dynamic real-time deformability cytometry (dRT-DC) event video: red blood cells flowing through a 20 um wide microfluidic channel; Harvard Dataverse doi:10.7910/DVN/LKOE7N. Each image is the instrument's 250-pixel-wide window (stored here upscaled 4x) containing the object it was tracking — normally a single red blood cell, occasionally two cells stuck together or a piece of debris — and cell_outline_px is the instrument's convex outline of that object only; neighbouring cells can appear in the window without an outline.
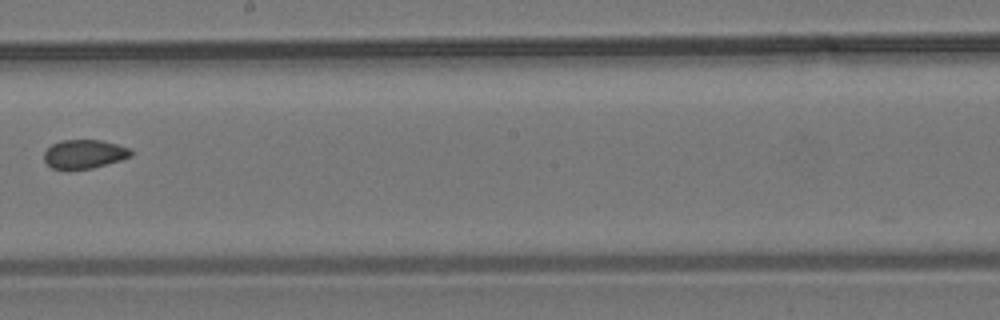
{"species": "common noctule bat (a hibernating species)", "species_latin": "Nyctalus noctula", "temperature_condition": "room temperature", "stored_images_in_passage": 9, "camera_frame_rate_fps": 3000, "um_per_image_px": 0.085, "animal": {"sex": "male", "body_mass_g": 19.2, "forearm_length_mm": 51.8}, "frame": {"image": 1, "passage_image": 9, "time_ms": 10.667, "image_size_px": [1000, 320], "cell_outline_px": [[132, 156], [120, 160], [92, 168], [52, 168], [44, 160], [44, 152], [52, 144], [60, 140], [100, 140], [132, 148]], "centroid_in_image_um": [7.18, 13.07], "position_along_channel_um": 241.0, "area_um2": 14.39}}